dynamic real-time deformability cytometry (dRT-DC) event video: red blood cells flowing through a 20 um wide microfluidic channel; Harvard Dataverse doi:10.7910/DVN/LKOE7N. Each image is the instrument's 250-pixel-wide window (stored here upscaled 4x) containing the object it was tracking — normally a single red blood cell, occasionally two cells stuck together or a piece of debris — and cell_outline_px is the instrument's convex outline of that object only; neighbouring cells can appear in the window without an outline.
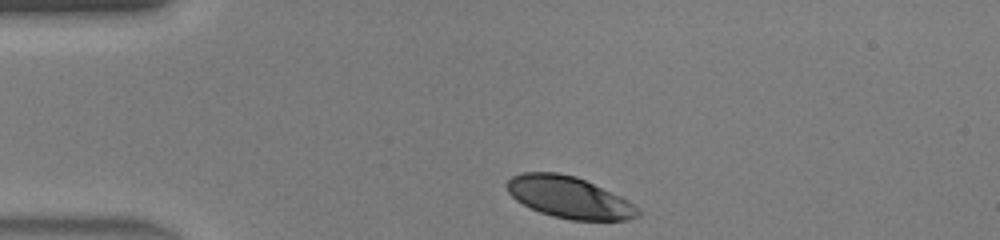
{"species": "human", "species_latin": "Homo sapiens", "temperature_condition": "warm", "stored_images_in_passage": 4, "camera_frame_rate_fps": 3000, "um_per_image_px": 0.085, "donor": {"sex": "male"}, "frame": {"image": 1, "passage_image": 1, "time_ms": 0.0, "image_size_px": [1000, 240], "cell_outline_px": [[640, 216], [628, 220], [572, 220], [552, 216], [540, 212], [516, 200], [508, 192], [504, 184], [512, 176], [524, 172], [556, 172], [576, 176], [620, 196], [628, 200], [640, 208]], "centroid_in_image_um": [48.39, 16.77], "position_along_channel_um": 36.6, "area_um2": 31.79}}